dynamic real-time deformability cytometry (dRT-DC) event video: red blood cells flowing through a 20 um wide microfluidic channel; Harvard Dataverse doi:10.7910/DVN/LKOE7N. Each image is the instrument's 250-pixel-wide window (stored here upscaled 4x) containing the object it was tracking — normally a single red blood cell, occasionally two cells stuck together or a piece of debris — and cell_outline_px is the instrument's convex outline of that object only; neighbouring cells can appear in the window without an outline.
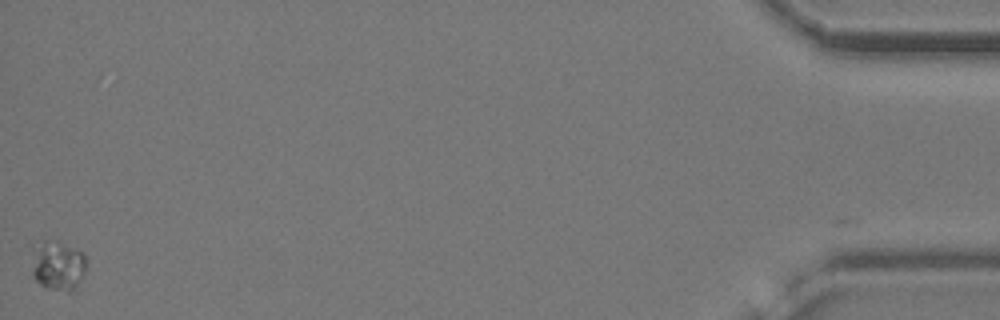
{"species": "common noctule bat (a hibernating species)", "species_latin": "Nyctalus noctula", "temperature_condition": "cold", "stored_images_in_passage": 39, "camera_frame_rate_fps": 3000, "um_per_image_px": 0.085, "animal": {"sex": "female", "body_mass_g": 24.6, "forearm_length_mm": 56.2}, "frame": {"image": 1, "passage_image": 38, "time_ms": 12.333, "image_size_px": [1000, 320], "cell_outline_px": [[84, 272], [72, 292], [68, 292], [48, 288], [40, 284], [32, 276], [32, 272], [40, 248], [44, 240], [60, 240], [80, 248], [84, 252]], "centroid_in_image_um": [5.01, 22.58], "position_along_channel_um": 430.2, "area_um2": 15.2}}